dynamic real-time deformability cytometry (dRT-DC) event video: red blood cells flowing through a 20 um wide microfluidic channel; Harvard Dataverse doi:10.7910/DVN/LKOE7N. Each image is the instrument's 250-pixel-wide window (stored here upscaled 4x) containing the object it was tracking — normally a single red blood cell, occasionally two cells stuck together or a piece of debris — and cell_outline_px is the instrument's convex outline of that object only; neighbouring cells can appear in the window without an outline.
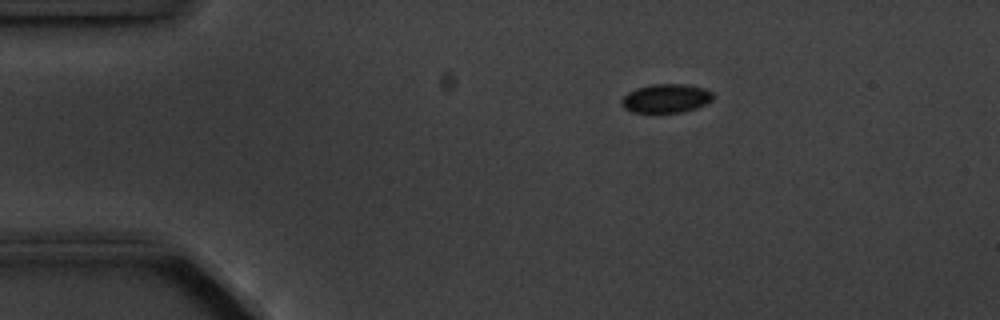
{"species": "common noctule bat (a hibernating species)", "species_latin": "Nyctalus noctula", "temperature_condition": "cold", "stored_images_in_passage": 3, "camera_frame_rate_fps": 3000, "um_per_image_px": 0.085, "animal": {"sex": "male", "body_mass_g": 20.1, "forearm_length_mm": 53.5}, "frame": {"image": 1, "passage_image": 1, "time_ms": 0.0, "image_size_px": [1000, 320], "cell_outline_px": [[712, 100], [696, 108], [680, 112], [632, 112], [624, 108], [620, 104], [620, 100], [628, 92], [636, 88], [652, 84], [688, 84], [704, 88], [712, 92]], "centroid_in_image_um": [56.58, 8.35], "position_along_channel_um": 28.4, "area_um2": 15.32}}
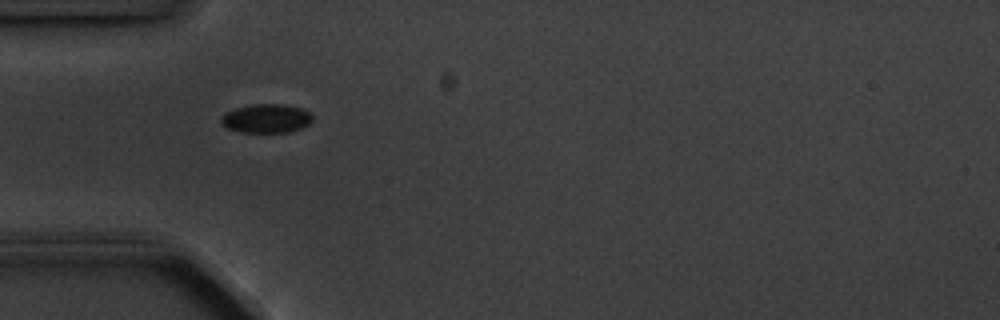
{"frame": {"image": 2, "passage_image": 3, "time_ms": 2.333, "image_size_px": [1000, 320], "cell_outline_px": [[312, 120], [308, 124], [300, 128], [288, 132], [240, 132], [228, 128], [220, 124], [220, 116], [224, 112], [236, 108], [256, 104], [284, 104], [300, 108], [308, 112], [312, 116]], "centroid_in_image_um": [22.58, 10.07], "position_along_channel_um": 62.4, "area_um2": 15.32}}